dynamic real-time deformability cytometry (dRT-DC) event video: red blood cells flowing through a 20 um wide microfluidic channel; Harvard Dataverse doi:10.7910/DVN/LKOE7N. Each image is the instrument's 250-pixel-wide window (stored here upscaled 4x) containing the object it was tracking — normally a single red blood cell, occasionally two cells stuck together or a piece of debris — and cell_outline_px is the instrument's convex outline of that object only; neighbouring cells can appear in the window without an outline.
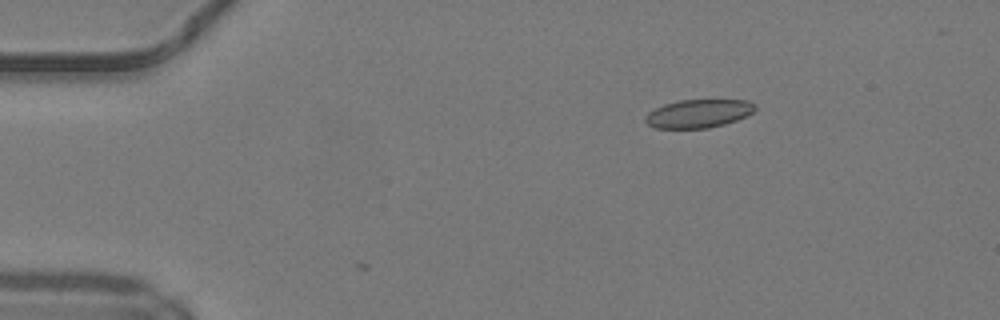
{"species": "common noctule bat (a hibernating species)", "species_latin": "Nyctalus noctula", "temperature_condition": "warm", "stored_images_in_passage": 2, "camera_frame_rate_fps": 3000, "um_per_image_px": 0.085, "animal": {"sex": "male", "body_mass_g": 19.2, "forearm_length_mm": 51.8}, "frame": {"image": 1, "passage_image": 2, "time_ms": 0.333, "image_size_px": [1000, 320], "cell_outline_px": [[756, 108], [752, 112], [736, 120], [724, 124], [708, 128], [656, 128], [648, 124], [644, 120], [648, 112], [664, 104], [680, 100], [748, 100], [756, 104]], "centroid_in_image_um": [59.37, 9.65], "position_along_channel_um": 25.6, "area_um2": 17.98}}